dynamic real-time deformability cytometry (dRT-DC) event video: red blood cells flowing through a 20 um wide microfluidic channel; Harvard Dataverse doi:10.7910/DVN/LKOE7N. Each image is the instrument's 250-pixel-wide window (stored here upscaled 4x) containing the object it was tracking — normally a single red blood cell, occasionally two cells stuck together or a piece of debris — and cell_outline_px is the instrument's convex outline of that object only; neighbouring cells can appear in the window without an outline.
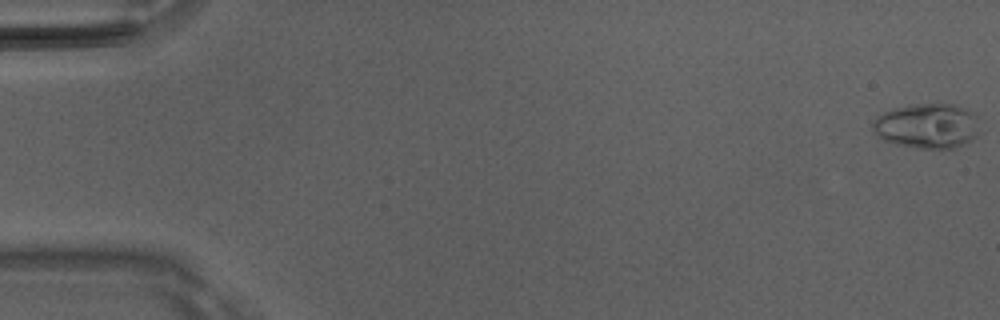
{"species": "Egyptian fruit bat (a non-hibernating species)", "species_latin": "Rousettus aegyptiacus", "temperature_condition": "room temperature", "stored_images_in_passage": 10, "camera_frame_rate_fps": 3000, "um_per_image_px": 0.085, "animal": {"sex": "male"}, "frame": {"image": 1, "passage_image": 1, "time_ms": 0.0, "image_size_px": [1000, 320], "cell_outline_px": [[980, 132], [972, 140], [964, 144], [952, 148], [916, 148], [896, 144], [884, 140], [876, 136], [872, 128], [872, 120], [876, 116], [884, 112], [908, 104], [956, 104], [976, 112]], "centroid_in_image_um": [78.83, 10.69], "position_along_channel_um": 6.2, "area_um2": 28.5}}